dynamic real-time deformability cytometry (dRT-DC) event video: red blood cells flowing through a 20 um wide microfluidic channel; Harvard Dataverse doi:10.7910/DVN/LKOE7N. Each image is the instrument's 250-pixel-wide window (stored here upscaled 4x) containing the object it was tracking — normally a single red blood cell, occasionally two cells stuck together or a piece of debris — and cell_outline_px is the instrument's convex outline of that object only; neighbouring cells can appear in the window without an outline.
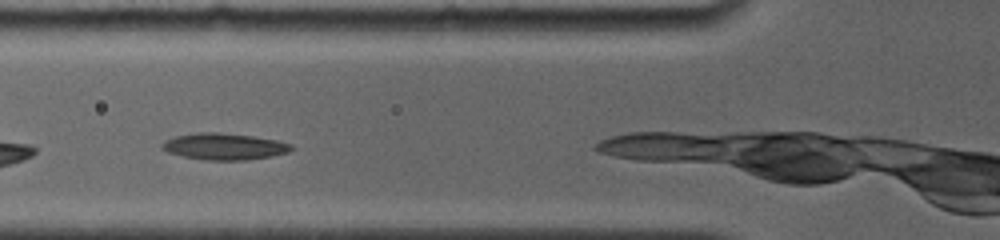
{"species": "common noctule bat (a hibernating species)", "species_latin": "Nyctalus noctula", "temperature_condition": "room temperature", "stored_images_in_passage": 8, "camera_frame_rate_fps": 4000, "um_per_image_px": 0.085, "animal": {"sex": "female", "body_mass_g": 19.0, "forearm_length_mm": 56.7}, "frame": {"image": 1, "passage_image": 2, "time_ms": 1.0, "image_size_px": [1000, 240], "cell_outline_px": [[292, 148], [288, 152], [272, 156], [248, 160], [204, 160], [184, 156], [168, 152], [160, 148], [160, 144], [164, 140], [176, 136], [196, 132], [216, 132], [252, 136], [276, 140], [292, 144]], "centroid_in_image_um": [19.02, 12.45], "position_along_channel_um": 106.8, "area_um2": 20.0}}